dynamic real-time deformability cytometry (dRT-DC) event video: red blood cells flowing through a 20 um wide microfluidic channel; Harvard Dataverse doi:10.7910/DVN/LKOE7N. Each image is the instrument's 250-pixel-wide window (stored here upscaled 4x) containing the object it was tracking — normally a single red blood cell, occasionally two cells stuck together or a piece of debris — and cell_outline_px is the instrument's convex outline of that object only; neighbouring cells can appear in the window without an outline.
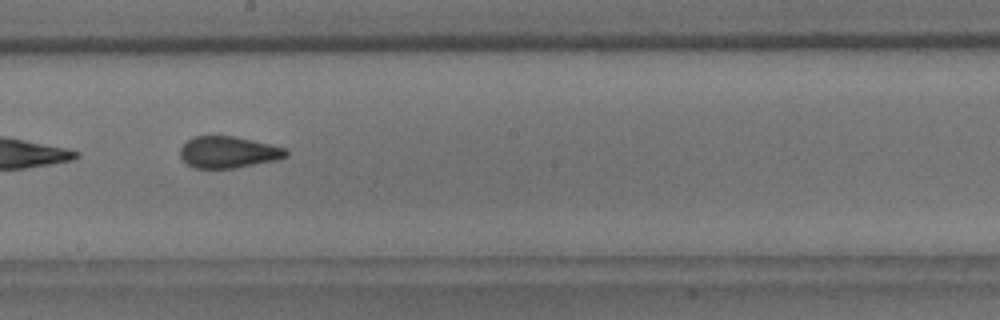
{"species": "common noctule bat (a hibernating species)", "species_latin": "Nyctalus noctula", "temperature_condition": "room temperature", "stored_images_in_passage": 16, "camera_frame_rate_fps": 3000, "um_per_image_px": 0.085, "animal": {"sex": "male", "body_mass_g": 18.8}, "frame": {"image": 1, "passage_image": 10, "time_ms": 3.0, "image_size_px": [1000, 320], "cell_outline_px": [[288, 156], [280, 160], [236, 168], [196, 168], [188, 164], [180, 156], [180, 148], [192, 136], [236, 136], [272, 144], [288, 148]], "centroid_in_image_um": [19.48, 12.93], "position_along_channel_um": 228.7, "area_um2": 19.83}}